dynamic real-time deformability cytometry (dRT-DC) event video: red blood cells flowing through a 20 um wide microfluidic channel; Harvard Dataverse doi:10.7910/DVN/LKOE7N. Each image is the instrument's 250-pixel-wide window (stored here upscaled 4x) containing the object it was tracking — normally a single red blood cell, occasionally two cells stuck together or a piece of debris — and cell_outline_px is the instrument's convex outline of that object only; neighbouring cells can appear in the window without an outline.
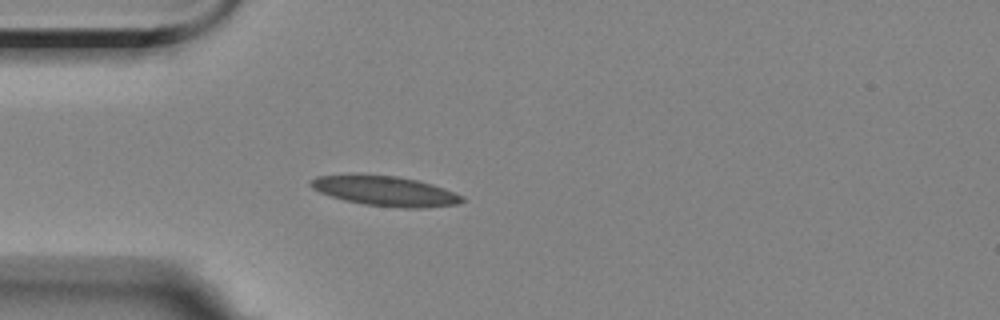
{"species": "Egyptian fruit bat (a non-hibernating species)", "species_latin": "Rousettus aegyptiacus", "temperature_condition": "room temperature", "stored_images_in_passage": 4, "camera_frame_rate_fps": 3000, "um_per_image_px": 0.085, "animal": {"sex": "female"}, "frame": {"image": 1, "passage_image": 4, "time_ms": 3.667, "image_size_px": [1000, 320], "cell_outline_px": [[464, 200], [456, 204], [424, 208], [400, 208], [364, 204], [344, 200], [320, 192], [312, 188], [308, 184], [316, 176], [396, 176], [416, 180], [432, 184], [444, 188], [460, 196]], "centroid_in_image_um": [32.76, 16.26], "position_along_channel_um": 52.2, "area_um2": 25.55}}